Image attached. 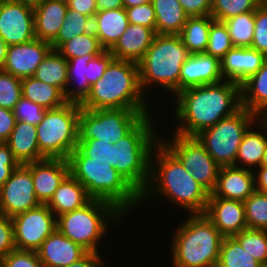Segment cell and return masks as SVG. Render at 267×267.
<instances>
[{"instance_id": "obj_17", "label": "cell", "mask_w": 267, "mask_h": 267, "mask_svg": "<svg viewBox=\"0 0 267 267\" xmlns=\"http://www.w3.org/2000/svg\"><path fill=\"white\" fill-rule=\"evenodd\" d=\"M32 174L36 198L41 204H47L55 190L69 174L66 159L44 158L25 164Z\"/></svg>"}, {"instance_id": "obj_14", "label": "cell", "mask_w": 267, "mask_h": 267, "mask_svg": "<svg viewBox=\"0 0 267 267\" xmlns=\"http://www.w3.org/2000/svg\"><path fill=\"white\" fill-rule=\"evenodd\" d=\"M0 36L7 45L35 39L33 3L26 0H0Z\"/></svg>"}, {"instance_id": "obj_35", "label": "cell", "mask_w": 267, "mask_h": 267, "mask_svg": "<svg viewBox=\"0 0 267 267\" xmlns=\"http://www.w3.org/2000/svg\"><path fill=\"white\" fill-rule=\"evenodd\" d=\"M261 265L234 237L223 238L217 267H260Z\"/></svg>"}, {"instance_id": "obj_15", "label": "cell", "mask_w": 267, "mask_h": 267, "mask_svg": "<svg viewBox=\"0 0 267 267\" xmlns=\"http://www.w3.org/2000/svg\"><path fill=\"white\" fill-rule=\"evenodd\" d=\"M40 204L36 198L31 170L25 164H20L1 186L2 214L13 217Z\"/></svg>"}, {"instance_id": "obj_39", "label": "cell", "mask_w": 267, "mask_h": 267, "mask_svg": "<svg viewBox=\"0 0 267 267\" xmlns=\"http://www.w3.org/2000/svg\"><path fill=\"white\" fill-rule=\"evenodd\" d=\"M246 224L250 229L267 231V195L254 191L244 202Z\"/></svg>"}, {"instance_id": "obj_32", "label": "cell", "mask_w": 267, "mask_h": 267, "mask_svg": "<svg viewBox=\"0 0 267 267\" xmlns=\"http://www.w3.org/2000/svg\"><path fill=\"white\" fill-rule=\"evenodd\" d=\"M68 62L57 50L51 49L37 67L33 77L58 87L65 95L68 83Z\"/></svg>"}, {"instance_id": "obj_21", "label": "cell", "mask_w": 267, "mask_h": 267, "mask_svg": "<svg viewBox=\"0 0 267 267\" xmlns=\"http://www.w3.org/2000/svg\"><path fill=\"white\" fill-rule=\"evenodd\" d=\"M266 59L263 53L253 48L233 47L220 60L222 77L241 85L262 67Z\"/></svg>"}, {"instance_id": "obj_27", "label": "cell", "mask_w": 267, "mask_h": 267, "mask_svg": "<svg viewBox=\"0 0 267 267\" xmlns=\"http://www.w3.org/2000/svg\"><path fill=\"white\" fill-rule=\"evenodd\" d=\"M6 143L19 164H27L45 158L39 150L36 125L16 121Z\"/></svg>"}, {"instance_id": "obj_60", "label": "cell", "mask_w": 267, "mask_h": 267, "mask_svg": "<svg viewBox=\"0 0 267 267\" xmlns=\"http://www.w3.org/2000/svg\"><path fill=\"white\" fill-rule=\"evenodd\" d=\"M151 1L152 0H123V6L124 8H130L144 3H149Z\"/></svg>"}, {"instance_id": "obj_22", "label": "cell", "mask_w": 267, "mask_h": 267, "mask_svg": "<svg viewBox=\"0 0 267 267\" xmlns=\"http://www.w3.org/2000/svg\"><path fill=\"white\" fill-rule=\"evenodd\" d=\"M36 253L44 267H65L78 261L87 251L65 237L56 228V230L43 241Z\"/></svg>"}, {"instance_id": "obj_7", "label": "cell", "mask_w": 267, "mask_h": 267, "mask_svg": "<svg viewBox=\"0 0 267 267\" xmlns=\"http://www.w3.org/2000/svg\"><path fill=\"white\" fill-rule=\"evenodd\" d=\"M150 115L145 116L125 137L114 143L117 147L115 169L141 195L150 177V158L156 142Z\"/></svg>"}, {"instance_id": "obj_61", "label": "cell", "mask_w": 267, "mask_h": 267, "mask_svg": "<svg viewBox=\"0 0 267 267\" xmlns=\"http://www.w3.org/2000/svg\"><path fill=\"white\" fill-rule=\"evenodd\" d=\"M2 214V207H1V186H0V215Z\"/></svg>"}, {"instance_id": "obj_37", "label": "cell", "mask_w": 267, "mask_h": 267, "mask_svg": "<svg viewBox=\"0 0 267 267\" xmlns=\"http://www.w3.org/2000/svg\"><path fill=\"white\" fill-rule=\"evenodd\" d=\"M92 30V19L78 11L68 9L57 37L50 43L57 50L64 42Z\"/></svg>"}, {"instance_id": "obj_3", "label": "cell", "mask_w": 267, "mask_h": 267, "mask_svg": "<svg viewBox=\"0 0 267 267\" xmlns=\"http://www.w3.org/2000/svg\"><path fill=\"white\" fill-rule=\"evenodd\" d=\"M144 96L139 64L113 59L102 78L91 85L90 93L80 107L86 110L128 109L148 112Z\"/></svg>"}, {"instance_id": "obj_31", "label": "cell", "mask_w": 267, "mask_h": 267, "mask_svg": "<svg viewBox=\"0 0 267 267\" xmlns=\"http://www.w3.org/2000/svg\"><path fill=\"white\" fill-rule=\"evenodd\" d=\"M211 15L188 17L179 36L190 54L205 53L211 23Z\"/></svg>"}, {"instance_id": "obj_46", "label": "cell", "mask_w": 267, "mask_h": 267, "mask_svg": "<svg viewBox=\"0 0 267 267\" xmlns=\"http://www.w3.org/2000/svg\"><path fill=\"white\" fill-rule=\"evenodd\" d=\"M16 121L38 125L43 120L46 109L36 103L21 97L13 110Z\"/></svg>"}, {"instance_id": "obj_4", "label": "cell", "mask_w": 267, "mask_h": 267, "mask_svg": "<svg viewBox=\"0 0 267 267\" xmlns=\"http://www.w3.org/2000/svg\"><path fill=\"white\" fill-rule=\"evenodd\" d=\"M67 161L69 173L86 188L92 199L109 202L122 213L141 201V195L108 162L92 160L77 147Z\"/></svg>"}, {"instance_id": "obj_53", "label": "cell", "mask_w": 267, "mask_h": 267, "mask_svg": "<svg viewBox=\"0 0 267 267\" xmlns=\"http://www.w3.org/2000/svg\"><path fill=\"white\" fill-rule=\"evenodd\" d=\"M16 124L12 110L0 107V142H6Z\"/></svg>"}, {"instance_id": "obj_13", "label": "cell", "mask_w": 267, "mask_h": 267, "mask_svg": "<svg viewBox=\"0 0 267 267\" xmlns=\"http://www.w3.org/2000/svg\"><path fill=\"white\" fill-rule=\"evenodd\" d=\"M12 223L15 247L19 250L36 252L56 230V216L47 204H40L13 216Z\"/></svg>"}, {"instance_id": "obj_2", "label": "cell", "mask_w": 267, "mask_h": 267, "mask_svg": "<svg viewBox=\"0 0 267 267\" xmlns=\"http://www.w3.org/2000/svg\"><path fill=\"white\" fill-rule=\"evenodd\" d=\"M155 146L158 149L154 148L151 153L150 177L146 189L141 194L142 201L143 198H146L145 196L153 192V189L156 190L152 187H157L159 193L166 195L168 199H172L176 204L181 205L180 207L187 209L189 213H205L210 193L193 179L191 173L185 170L181 162L161 142ZM153 154L157 155V160L155 159L157 165L153 162ZM153 181H157V186L151 184L154 183Z\"/></svg>"}, {"instance_id": "obj_24", "label": "cell", "mask_w": 267, "mask_h": 267, "mask_svg": "<svg viewBox=\"0 0 267 267\" xmlns=\"http://www.w3.org/2000/svg\"><path fill=\"white\" fill-rule=\"evenodd\" d=\"M35 37L51 43L66 18L68 3L59 0H38L33 3Z\"/></svg>"}, {"instance_id": "obj_59", "label": "cell", "mask_w": 267, "mask_h": 267, "mask_svg": "<svg viewBox=\"0 0 267 267\" xmlns=\"http://www.w3.org/2000/svg\"><path fill=\"white\" fill-rule=\"evenodd\" d=\"M259 121L261 123L260 127H262V129L264 130H267V118H259ZM267 133V131H265ZM260 166H266L267 167V147H266V150H265V153L262 157V160H261V165Z\"/></svg>"}, {"instance_id": "obj_30", "label": "cell", "mask_w": 267, "mask_h": 267, "mask_svg": "<svg viewBox=\"0 0 267 267\" xmlns=\"http://www.w3.org/2000/svg\"><path fill=\"white\" fill-rule=\"evenodd\" d=\"M22 97L42 106L55 109L67 103L64 93L56 86L42 82L35 77L21 79Z\"/></svg>"}, {"instance_id": "obj_48", "label": "cell", "mask_w": 267, "mask_h": 267, "mask_svg": "<svg viewBox=\"0 0 267 267\" xmlns=\"http://www.w3.org/2000/svg\"><path fill=\"white\" fill-rule=\"evenodd\" d=\"M129 23L138 24L156 31V18L152 2L125 8Z\"/></svg>"}, {"instance_id": "obj_55", "label": "cell", "mask_w": 267, "mask_h": 267, "mask_svg": "<svg viewBox=\"0 0 267 267\" xmlns=\"http://www.w3.org/2000/svg\"><path fill=\"white\" fill-rule=\"evenodd\" d=\"M101 261V256L98 253L87 252L78 261L65 267H105Z\"/></svg>"}, {"instance_id": "obj_19", "label": "cell", "mask_w": 267, "mask_h": 267, "mask_svg": "<svg viewBox=\"0 0 267 267\" xmlns=\"http://www.w3.org/2000/svg\"><path fill=\"white\" fill-rule=\"evenodd\" d=\"M220 60L206 53L190 54L181 66L179 92L197 86L222 82Z\"/></svg>"}, {"instance_id": "obj_62", "label": "cell", "mask_w": 267, "mask_h": 267, "mask_svg": "<svg viewBox=\"0 0 267 267\" xmlns=\"http://www.w3.org/2000/svg\"><path fill=\"white\" fill-rule=\"evenodd\" d=\"M59 1L68 3V2L71 1V0H59Z\"/></svg>"}, {"instance_id": "obj_40", "label": "cell", "mask_w": 267, "mask_h": 267, "mask_svg": "<svg viewBox=\"0 0 267 267\" xmlns=\"http://www.w3.org/2000/svg\"><path fill=\"white\" fill-rule=\"evenodd\" d=\"M261 264H267V231L246 228L233 236Z\"/></svg>"}, {"instance_id": "obj_28", "label": "cell", "mask_w": 267, "mask_h": 267, "mask_svg": "<svg viewBox=\"0 0 267 267\" xmlns=\"http://www.w3.org/2000/svg\"><path fill=\"white\" fill-rule=\"evenodd\" d=\"M241 107L267 118V59L262 67L240 85Z\"/></svg>"}, {"instance_id": "obj_54", "label": "cell", "mask_w": 267, "mask_h": 267, "mask_svg": "<svg viewBox=\"0 0 267 267\" xmlns=\"http://www.w3.org/2000/svg\"><path fill=\"white\" fill-rule=\"evenodd\" d=\"M68 9L78 11L91 19L95 16L97 10L96 0H71L68 2Z\"/></svg>"}, {"instance_id": "obj_47", "label": "cell", "mask_w": 267, "mask_h": 267, "mask_svg": "<svg viewBox=\"0 0 267 267\" xmlns=\"http://www.w3.org/2000/svg\"><path fill=\"white\" fill-rule=\"evenodd\" d=\"M0 267H44L35 251L14 249L0 262Z\"/></svg>"}, {"instance_id": "obj_1", "label": "cell", "mask_w": 267, "mask_h": 267, "mask_svg": "<svg viewBox=\"0 0 267 267\" xmlns=\"http://www.w3.org/2000/svg\"><path fill=\"white\" fill-rule=\"evenodd\" d=\"M178 95V96H177ZM177 134L196 136L241 108L240 85L232 81L191 87L176 94Z\"/></svg>"}, {"instance_id": "obj_10", "label": "cell", "mask_w": 267, "mask_h": 267, "mask_svg": "<svg viewBox=\"0 0 267 267\" xmlns=\"http://www.w3.org/2000/svg\"><path fill=\"white\" fill-rule=\"evenodd\" d=\"M259 117L241 107L233 115L199 132L195 137L220 167L235 166L245 132ZM249 127V128H248Z\"/></svg>"}, {"instance_id": "obj_58", "label": "cell", "mask_w": 267, "mask_h": 267, "mask_svg": "<svg viewBox=\"0 0 267 267\" xmlns=\"http://www.w3.org/2000/svg\"><path fill=\"white\" fill-rule=\"evenodd\" d=\"M7 48H8V46L3 42L2 37L0 36V69L5 62L6 54H7Z\"/></svg>"}, {"instance_id": "obj_63", "label": "cell", "mask_w": 267, "mask_h": 267, "mask_svg": "<svg viewBox=\"0 0 267 267\" xmlns=\"http://www.w3.org/2000/svg\"><path fill=\"white\" fill-rule=\"evenodd\" d=\"M26 1H30V2L34 3V2H36L38 0H26Z\"/></svg>"}, {"instance_id": "obj_6", "label": "cell", "mask_w": 267, "mask_h": 267, "mask_svg": "<svg viewBox=\"0 0 267 267\" xmlns=\"http://www.w3.org/2000/svg\"><path fill=\"white\" fill-rule=\"evenodd\" d=\"M190 56L179 35L157 34L139 64L140 85L158 83L176 96L181 66Z\"/></svg>"}, {"instance_id": "obj_52", "label": "cell", "mask_w": 267, "mask_h": 267, "mask_svg": "<svg viewBox=\"0 0 267 267\" xmlns=\"http://www.w3.org/2000/svg\"><path fill=\"white\" fill-rule=\"evenodd\" d=\"M189 17L211 15L212 0H178Z\"/></svg>"}, {"instance_id": "obj_9", "label": "cell", "mask_w": 267, "mask_h": 267, "mask_svg": "<svg viewBox=\"0 0 267 267\" xmlns=\"http://www.w3.org/2000/svg\"><path fill=\"white\" fill-rule=\"evenodd\" d=\"M80 112V104L72 102L46 110L43 120L36 126L39 150L45 158L67 160L77 147Z\"/></svg>"}, {"instance_id": "obj_5", "label": "cell", "mask_w": 267, "mask_h": 267, "mask_svg": "<svg viewBox=\"0 0 267 267\" xmlns=\"http://www.w3.org/2000/svg\"><path fill=\"white\" fill-rule=\"evenodd\" d=\"M174 234V267H217L224 236L204 213L191 214Z\"/></svg>"}, {"instance_id": "obj_29", "label": "cell", "mask_w": 267, "mask_h": 267, "mask_svg": "<svg viewBox=\"0 0 267 267\" xmlns=\"http://www.w3.org/2000/svg\"><path fill=\"white\" fill-rule=\"evenodd\" d=\"M156 33L179 35L189 17L178 0H152Z\"/></svg>"}, {"instance_id": "obj_34", "label": "cell", "mask_w": 267, "mask_h": 267, "mask_svg": "<svg viewBox=\"0 0 267 267\" xmlns=\"http://www.w3.org/2000/svg\"><path fill=\"white\" fill-rule=\"evenodd\" d=\"M266 147L267 135H263L262 132H254L250 129L247 130L239 146L235 166L238 167V162L241 161L240 163L243 165L249 166H247L248 169L253 165H258V167H260Z\"/></svg>"}, {"instance_id": "obj_25", "label": "cell", "mask_w": 267, "mask_h": 267, "mask_svg": "<svg viewBox=\"0 0 267 267\" xmlns=\"http://www.w3.org/2000/svg\"><path fill=\"white\" fill-rule=\"evenodd\" d=\"M128 25L125 8L97 11L92 18V31L105 50L116 44Z\"/></svg>"}, {"instance_id": "obj_56", "label": "cell", "mask_w": 267, "mask_h": 267, "mask_svg": "<svg viewBox=\"0 0 267 267\" xmlns=\"http://www.w3.org/2000/svg\"><path fill=\"white\" fill-rule=\"evenodd\" d=\"M259 169L260 171L257 174V178L256 177L254 178L255 190L258 192L266 193L267 192V167L260 166Z\"/></svg>"}, {"instance_id": "obj_33", "label": "cell", "mask_w": 267, "mask_h": 267, "mask_svg": "<svg viewBox=\"0 0 267 267\" xmlns=\"http://www.w3.org/2000/svg\"><path fill=\"white\" fill-rule=\"evenodd\" d=\"M99 54H88L83 57H77L67 60L68 62V83L65 91V99L67 102L81 104L90 93L91 85L88 83L86 77L87 74V63L92 60L94 56ZM78 81L76 88H69L73 80ZM76 89V90H75Z\"/></svg>"}, {"instance_id": "obj_12", "label": "cell", "mask_w": 267, "mask_h": 267, "mask_svg": "<svg viewBox=\"0 0 267 267\" xmlns=\"http://www.w3.org/2000/svg\"><path fill=\"white\" fill-rule=\"evenodd\" d=\"M172 142H161L183 165L193 179L211 193L217 183L220 166L195 136L175 133Z\"/></svg>"}, {"instance_id": "obj_8", "label": "cell", "mask_w": 267, "mask_h": 267, "mask_svg": "<svg viewBox=\"0 0 267 267\" xmlns=\"http://www.w3.org/2000/svg\"><path fill=\"white\" fill-rule=\"evenodd\" d=\"M121 214L113 204L92 199L80 209L57 216L56 228L87 252L98 253L97 244L107 229L105 220L119 218Z\"/></svg>"}, {"instance_id": "obj_51", "label": "cell", "mask_w": 267, "mask_h": 267, "mask_svg": "<svg viewBox=\"0 0 267 267\" xmlns=\"http://www.w3.org/2000/svg\"><path fill=\"white\" fill-rule=\"evenodd\" d=\"M6 142H0V186H2L19 166Z\"/></svg>"}, {"instance_id": "obj_38", "label": "cell", "mask_w": 267, "mask_h": 267, "mask_svg": "<svg viewBox=\"0 0 267 267\" xmlns=\"http://www.w3.org/2000/svg\"><path fill=\"white\" fill-rule=\"evenodd\" d=\"M105 49L101 46L98 37L91 30L64 42L57 51L67 60L83 57L88 54H100Z\"/></svg>"}, {"instance_id": "obj_36", "label": "cell", "mask_w": 267, "mask_h": 267, "mask_svg": "<svg viewBox=\"0 0 267 267\" xmlns=\"http://www.w3.org/2000/svg\"><path fill=\"white\" fill-rule=\"evenodd\" d=\"M223 22L234 47H251L255 28V11L239 14Z\"/></svg>"}, {"instance_id": "obj_20", "label": "cell", "mask_w": 267, "mask_h": 267, "mask_svg": "<svg viewBox=\"0 0 267 267\" xmlns=\"http://www.w3.org/2000/svg\"><path fill=\"white\" fill-rule=\"evenodd\" d=\"M252 168L241 166L220 167L217 183L209 197L245 201L255 191Z\"/></svg>"}, {"instance_id": "obj_26", "label": "cell", "mask_w": 267, "mask_h": 267, "mask_svg": "<svg viewBox=\"0 0 267 267\" xmlns=\"http://www.w3.org/2000/svg\"><path fill=\"white\" fill-rule=\"evenodd\" d=\"M91 200L86 188L69 173L55 190L47 206L57 217L63 213L80 209Z\"/></svg>"}, {"instance_id": "obj_64", "label": "cell", "mask_w": 267, "mask_h": 267, "mask_svg": "<svg viewBox=\"0 0 267 267\" xmlns=\"http://www.w3.org/2000/svg\"><path fill=\"white\" fill-rule=\"evenodd\" d=\"M260 267H267V264H262Z\"/></svg>"}, {"instance_id": "obj_16", "label": "cell", "mask_w": 267, "mask_h": 267, "mask_svg": "<svg viewBox=\"0 0 267 267\" xmlns=\"http://www.w3.org/2000/svg\"><path fill=\"white\" fill-rule=\"evenodd\" d=\"M51 49L49 42L37 38L27 43L10 45L1 69L20 79L31 77Z\"/></svg>"}, {"instance_id": "obj_44", "label": "cell", "mask_w": 267, "mask_h": 267, "mask_svg": "<svg viewBox=\"0 0 267 267\" xmlns=\"http://www.w3.org/2000/svg\"><path fill=\"white\" fill-rule=\"evenodd\" d=\"M21 97V79L0 69V107L13 111Z\"/></svg>"}, {"instance_id": "obj_42", "label": "cell", "mask_w": 267, "mask_h": 267, "mask_svg": "<svg viewBox=\"0 0 267 267\" xmlns=\"http://www.w3.org/2000/svg\"><path fill=\"white\" fill-rule=\"evenodd\" d=\"M233 47L234 46L231 42L225 23L214 20L210 26L208 46L205 53L221 60L223 56Z\"/></svg>"}, {"instance_id": "obj_18", "label": "cell", "mask_w": 267, "mask_h": 267, "mask_svg": "<svg viewBox=\"0 0 267 267\" xmlns=\"http://www.w3.org/2000/svg\"><path fill=\"white\" fill-rule=\"evenodd\" d=\"M224 237H233L248 228L243 201L209 197L204 213Z\"/></svg>"}, {"instance_id": "obj_45", "label": "cell", "mask_w": 267, "mask_h": 267, "mask_svg": "<svg viewBox=\"0 0 267 267\" xmlns=\"http://www.w3.org/2000/svg\"><path fill=\"white\" fill-rule=\"evenodd\" d=\"M250 48L267 57V3L264 1L255 10V28Z\"/></svg>"}, {"instance_id": "obj_57", "label": "cell", "mask_w": 267, "mask_h": 267, "mask_svg": "<svg viewBox=\"0 0 267 267\" xmlns=\"http://www.w3.org/2000/svg\"><path fill=\"white\" fill-rule=\"evenodd\" d=\"M97 10H110L124 8L123 0H96Z\"/></svg>"}, {"instance_id": "obj_43", "label": "cell", "mask_w": 267, "mask_h": 267, "mask_svg": "<svg viewBox=\"0 0 267 267\" xmlns=\"http://www.w3.org/2000/svg\"><path fill=\"white\" fill-rule=\"evenodd\" d=\"M77 148L92 160L108 162L113 168L117 162V147L113 143L103 140L90 139L85 142H77Z\"/></svg>"}, {"instance_id": "obj_50", "label": "cell", "mask_w": 267, "mask_h": 267, "mask_svg": "<svg viewBox=\"0 0 267 267\" xmlns=\"http://www.w3.org/2000/svg\"><path fill=\"white\" fill-rule=\"evenodd\" d=\"M16 249L12 217L0 215V262L11 251Z\"/></svg>"}, {"instance_id": "obj_49", "label": "cell", "mask_w": 267, "mask_h": 267, "mask_svg": "<svg viewBox=\"0 0 267 267\" xmlns=\"http://www.w3.org/2000/svg\"><path fill=\"white\" fill-rule=\"evenodd\" d=\"M114 59V56L109 50H104L87 63L88 83L94 84L98 79H101L107 66Z\"/></svg>"}, {"instance_id": "obj_11", "label": "cell", "mask_w": 267, "mask_h": 267, "mask_svg": "<svg viewBox=\"0 0 267 267\" xmlns=\"http://www.w3.org/2000/svg\"><path fill=\"white\" fill-rule=\"evenodd\" d=\"M149 112L128 109L86 110L78 120V142L90 139L116 143L125 137Z\"/></svg>"}, {"instance_id": "obj_23", "label": "cell", "mask_w": 267, "mask_h": 267, "mask_svg": "<svg viewBox=\"0 0 267 267\" xmlns=\"http://www.w3.org/2000/svg\"><path fill=\"white\" fill-rule=\"evenodd\" d=\"M156 35V31L152 28L129 23L125 32L109 51L114 59L139 63Z\"/></svg>"}, {"instance_id": "obj_41", "label": "cell", "mask_w": 267, "mask_h": 267, "mask_svg": "<svg viewBox=\"0 0 267 267\" xmlns=\"http://www.w3.org/2000/svg\"><path fill=\"white\" fill-rule=\"evenodd\" d=\"M263 0H212L211 16L218 21L255 11Z\"/></svg>"}]
</instances>
